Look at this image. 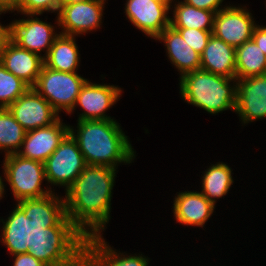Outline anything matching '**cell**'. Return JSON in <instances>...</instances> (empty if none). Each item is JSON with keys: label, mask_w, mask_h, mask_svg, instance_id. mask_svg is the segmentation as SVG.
Wrapping results in <instances>:
<instances>
[{"label": "cell", "mask_w": 266, "mask_h": 266, "mask_svg": "<svg viewBox=\"0 0 266 266\" xmlns=\"http://www.w3.org/2000/svg\"><path fill=\"white\" fill-rule=\"evenodd\" d=\"M223 1L224 0H184V2L188 5L199 9L210 10L216 13L221 10V7L219 6H221Z\"/></svg>", "instance_id": "f546056e"}, {"label": "cell", "mask_w": 266, "mask_h": 266, "mask_svg": "<svg viewBox=\"0 0 266 266\" xmlns=\"http://www.w3.org/2000/svg\"><path fill=\"white\" fill-rule=\"evenodd\" d=\"M1 221L11 255L29 253L46 266H84L86 236L72 222L33 221L17 205Z\"/></svg>", "instance_id": "6da1fadb"}, {"label": "cell", "mask_w": 266, "mask_h": 266, "mask_svg": "<svg viewBox=\"0 0 266 266\" xmlns=\"http://www.w3.org/2000/svg\"><path fill=\"white\" fill-rule=\"evenodd\" d=\"M26 16L30 17L9 24V38L21 48L37 54L45 49V57L59 34L54 33V27L47 22L37 17L32 18L35 14H26Z\"/></svg>", "instance_id": "7c38bea8"}, {"label": "cell", "mask_w": 266, "mask_h": 266, "mask_svg": "<svg viewBox=\"0 0 266 266\" xmlns=\"http://www.w3.org/2000/svg\"><path fill=\"white\" fill-rule=\"evenodd\" d=\"M252 18L243 7H223L215 14L212 34L236 48L251 40L257 26Z\"/></svg>", "instance_id": "30bf717a"}, {"label": "cell", "mask_w": 266, "mask_h": 266, "mask_svg": "<svg viewBox=\"0 0 266 266\" xmlns=\"http://www.w3.org/2000/svg\"><path fill=\"white\" fill-rule=\"evenodd\" d=\"M40 55L21 48L8 38L0 51V62L6 70L33 87L44 65Z\"/></svg>", "instance_id": "2e32d148"}, {"label": "cell", "mask_w": 266, "mask_h": 266, "mask_svg": "<svg viewBox=\"0 0 266 266\" xmlns=\"http://www.w3.org/2000/svg\"><path fill=\"white\" fill-rule=\"evenodd\" d=\"M251 39L260 47L266 56V27H260V25H257L254 28Z\"/></svg>", "instance_id": "1f68e13d"}, {"label": "cell", "mask_w": 266, "mask_h": 266, "mask_svg": "<svg viewBox=\"0 0 266 266\" xmlns=\"http://www.w3.org/2000/svg\"><path fill=\"white\" fill-rule=\"evenodd\" d=\"M8 110L26 132L49 126L60 118L58 112L33 87L14 101Z\"/></svg>", "instance_id": "ba28073f"}, {"label": "cell", "mask_w": 266, "mask_h": 266, "mask_svg": "<svg viewBox=\"0 0 266 266\" xmlns=\"http://www.w3.org/2000/svg\"><path fill=\"white\" fill-rule=\"evenodd\" d=\"M77 48L74 36L60 33L43 57L44 66L56 71L77 72L80 59Z\"/></svg>", "instance_id": "7402d4cb"}, {"label": "cell", "mask_w": 266, "mask_h": 266, "mask_svg": "<svg viewBox=\"0 0 266 266\" xmlns=\"http://www.w3.org/2000/svg\"><path fill=\"white\" fill-rule=\"evenodd\" d=\"M183 37L185 42L200 55L205 49L213 31H203L194 28H174Z\"/></svg>", "instance_id": "f1b7e54d"}, {"label": "cell", "mask_w": 266, "mask_h": 266, "mask_svg": "<svg viewBox=\"0 0 266 266\" xmlns=\"http://www.w3.org/2000/svg\"><path fill=\"white\" fill-rule=\"evenodd\" d=\"M70 133V126L61 122L26 132L21 148L17 154L44 163Z\"/></svg>", "instance_id": "5bb4252c"}, {"label": "cell", "mask_w": 266, "mask_h": 266, "mask_svg": "<svg viewBox=\"0 0 266 266\" xmlns=\"http://www.w3.org/2000/svg\"><path fill=\"white\" fill-rule=\"evenodd\" d=\"M237 79L210 73L198 69L180 77L182 99L210 114H217L228 109L235 111L237 98Z\"/></svg>", "instance_id": "277c9868"}, {"label": "cell", "mask_w": 266, "mask_h": 266, "mask_svg": "<svg viewBox=\"0 0 266 266\" xmlns=\"http://www.w3.org/2000/svg\"><path fill=\"white\" fill-rule=\"evenodd\" d=\"M115 176L113 167L86 165L66 191V215L86 237L101 235L105 230Z\"/></svg>", "instance_id": "7a4b0ae2"}, {"label": "cell", "mask_w": 266, "mask_h": 266, "mask_svg": "<svg viewBox=\"0 0 266 266\" xmlns=\"http://www.w3.org/2000/svg\"><path fill=\"white\" fill-rule=\"evenodd\" d=\"M231 174V168L225 163L213 164L202 177L201 193L215 205V199L224 197L234 183Z\"/></svg>", "instance_id": "d4e9b609"}, {"label": "cell", "mask_w": 266, "mask_h": 266, "mask_svg": "<svg viewBox=\"0 0 266 266\" xmlns=\"http://www.w3.org/2000/svg\"><path fill=\"white\" fill-rule=\"evenodd\" d=\"M77 134L70 127V134L77 141L86 165L108 166L131 163L135 151L128 137L116 120H83L77 123Z\"/></svg>", "instance_id": "3957f363"}, {"label": "cell", "mask_w": 266, "mask_h": 266, "mask_svg": "<svg viewBox=\"0 0 266 266\" xmlns=\"http://www.w3.org/2000/svg\"><path fill=\"white\" fill-rule=\"evenodd\" d=\"M18 1L19 0H0L7 10H10Z\"/></svg>", "instance_id": "836d02e7"}, {"label": "cell", "mask_w": 266, "mask_h": 266, "mask_svg": "<svg viewBox=\"0 0 266 266\" xmlns=\"http://www.w3.org/2000/svg\"><path fill=\"white\" fill-rule=\"evenodd\" d=\"M59 0H19L9 11L41 15L46 11H59Z\"/></svg>", "instance_id": "83f0119b"}, {"label": "cell", "mask_w": 266, "mask_h": 266, "mask_svg": "<svg viewBox=\"0 0 266 266\" xmlns=\"http://www.w3.org/2000/svg\"><path fill=\"white\" fill-rule=\"evenodd\" d=\"M26 131L16 121L8 108H0V150L16 154L23 143Z\"/></svg>", "instance_id": "484cf974"}, {"label": "cell", "mask_w": 266, "mask_h": 266, "mask_svg": "<svg viewBox=\"0 0 266 266\" xmlns=\"http://www.w3.org/2000/svg\"><path fill=\"white\" fill-rule=\"evenodd\" d=\"M236 48L216 38L213 34L201 53L200 69L213 74L236 79Z\"/></svg>", "instance_id": "d6986e66"}, {"label": "cell", "mask_w": 266, "mask_h": 266, "mask_svg": "<svg viewBox=\"0 0 266 266\" xmlns=\"http://www.w3.org/2000/svg\"><path fill=\"white\" fill-rule=\"evenodd\" d=\"M6 11L8 12L9 10H7V9L3 6V4L0 2V14L5 13Z\"/></svg>", "instance_id": "8d00e7d4"}, {"label": "cell", "mask_w": 266, "mask_h": 266, "mask_svg": "<svg viewBox=\"0 0 266 266\" xmlns=\"http://www.w3.org/2000/svg\"><path fill=\"white\" fill-rule=\"evenodd\" d=\"M29 88L27 83L6 70L0 62V108H8Z\"/></svg>", "instance_id": "4316f807"}, {"label": "cell", "mask_w": 266, "mask_h": 266, "mask_svg": "<svg viewBox=\"0 0 266 266\" xmlns=\"http://www.w3.org/2000/svg\"><path fill=\"white\" fill-rule=\"evenodd\" d=\"M16 205L33 221L71 222L66 215L65 199H60L54 193L42 198L23 199Z\"/></svg>", "instance_id": "44dd1931"}, {"label": "cell", "mask_w": 266, "mask_h": 266, "mask_svg": "<svg viewBox=\"0 0 266 266\" xmlns=\"http://www.w3.org/2000/svg\"><path fill=\"white\" fill-rule=\"evenodd\" d=\"M9 38V25L2 26L0 24V51L3 48L6 40Z\"/></svg>", "instance_id": "d6a6232c"}, {"label": "cell", "mask_w": 266, "mask_h": 266, "mask_svg": "<svg viewBox=\"0 0 266 266\" xmlns=\"http://www.w3.org/2000/svg\"><path fill=\"white\" fill-rule=\"evenodd\" d=\"M87 79L76 72H62L44 65L33 88L59 113H69Z\"/></svg>", "instance_id": "8992f818"}, {"label": "cell", "mask_w": 266, "mask_h": 266, "mask_svg": "<svg viewBox=\"0 0 266 266\" xmlns=\"http://www.w3.org/2000/svg\"><path fill=\"white\" fill-rule=\"evenodd\" d=\"M121 91L118 86L86 81L77 96L74 108L68 114L72 113L77 105H80L84 112L79 115L78 121L112 120L105 113L118 101Z\"/></svg>", "instance_id": "4fadbf2b"}, {"label": "cell", "mask_w": 266, "mask_h": 266, "mask_svg": "<svg viewBox=\"0 0 266 266\" xmlns=\"http://www.w3.org/2000/svg\"><path fill=\"white\" fill-rule=\"evenodd\" d=\"M236 79L266 74V56L251 39L236 47Z\"/></svg>", "instance_id": "cb8c5ba5"}, {"label": "cell", "mask_w": 266, "mask_h": 266, "mask_svg": "<svg viewBox=\"0 0 266 266\" xmlns=\"http://www.w3.org/2000/svg\"><path fill=\"white\" fill-rule=\"evenodd\" d=\"M106 0H86L60 5L57 17L58 26L64 28L61 34L75 36L100 27L103 7Z\"/></svg>", "instance_id": "8fae6325"}, {"label": "cell", "mask_w": 266, "mask_h": 266, "mask_svg": "<svg viewBox=\"0 0 266 266\" xmlns=\"http://www.w3.org/2000/svg\"><path fill=\"white\" fill-rule=\"evenodd\" d=\"M86 0H59V5H68L73 3H78Z\"/></svg>", "instance_id": "e575fe53"}, {"label": "cell", "mask_w": 266, "mask_h": 266, "mask_svg": "<svg viewBox=\"0 0 266 266\" xmlns=\"http://www.w3.org/2000/svg\"><path fill=\"white\" fill-rule=\"evenodd\" d=\"M235 112L243 123L266 117V74L237 79Z\"/></svg>", "instance_id": "9a60e30c"}, {"label": "cell", "mask_w": 266, "mask_h": 266, "mask_svg": "<svg viewBox=\"0 0 266 266\" xmlns=\"http://www.w3.org/2000/svg\"><path fill=\"white\" fill-rule=\"evenodd\" d=\"M173 0H127L125 13L131 23L146 35L156 38L170 26L167 16Z\"/></svg>", "instance_id": "9c48e42d"}, {"label": "cell", "mask_w": 266, "mask_h": 266, "mask_svg": "<svg viewBox=\"0 0 266 266\" xmlns=\"http://www.w3.org/2000/svg\"><path fill=\"white\" fill-rule=\"evenodd\" d=\"M214 209L215 205L197 191L178 193L173 203L175 219L183 225L204 227Z\"/></svg>", "instance_id": "ac0fdd59"}, {"label": "cell", "mask_w": 266, "mask_h": 266, "mask_svg": "<svg viewBox=\"0 0 266 266\" xmlns=\"http://www.w3.org/2000/svg\"><path fill=\"white\" fill-rule=\"evenodd\" d=\"M4 176L11 187L16 201L23 199L42 198L50 193L44 190L41 183L45 177L44 163L34 161L16 154L5 155Z\"/></svg>", "instance_id": "5b68a950"}, {"label": "cell", "mask_w": 266, "mask_h": 266, "mask_svg": "<svg viewBox=\"0 0 266 266\" xmlns=\"http://www.w3.org/2000/svg\"><path fill=\"white\" fill-rule=\"evenodd\" d=\"M13 266H46L29 253L15 254Z\"/></svg>", "instance_id": "4dcf8cb0"}, {"label": "cell", "mask_w": 266, "mask_h": 266, "mask_svg": "<svg viewBox=\"0 0 266 266\" xmlns=\"http://www.w3.org/2000/svg\"><path fill=\"white\" fill-rule=\"evenodd\" d=\"M85 166L78 143L69 133L44 162L45 180L51 185L65 186L67 191Z\"/></svg>", "instance_id": "52a82bcc"}, {"label": "cell", "mask_w": 266, "mask_h": 266, "mask_svg": "<svg viewBox=\"0 0 266 266\" xmlns=\"http://www.w3.org/2000/svg\"><path fill=\"white\" fill-rule=\"evenodd\" d=\"M102 235L86 237L84 243V266H147L145 256H126L117 253L105 242ZM121 254V255H120Z\"/></svg>", "instance_id": "e0dca14e"}, {"label": "cell", "mask_w": 266, "mask_h": 266, "mask_svg": "<svg viewBox=\"0 0 266 266\" xmlns=\"http://www.w3.org/2000/svg\"><path fill=\"white\" fill-rule=\"evenodd\" d=\"M174 6L173 19L170 18V26L172 28H194L203 31H213L216 12L196 8L184 1H179Z\"/></svg>", "instance_id": "603a6c76"}, {"label": "cell", "mask_w": 266, "mask_h": 266, "mask_svg": "<svg viewBox=\"0 0 266 266\" xmlns=\"http://www.w3.org/2000/svg\"><path fill=\"white\" fill-rule=\"evenodd\" d=\"M155 39L164 41L168 57L180 72L181 77L200 69L201 55L185 42L177 30L169 26Z\"/></svg>", "instance_id": "ffe728a7"}, {"label": "cell", "mask_w": 266, "mask_h": 266, "mask_svg": "<svg viewBox=\"0 0 266 266\" xmlns=\"http://www.w3.org/2000/svg\"><path fill=\"white\" fill-rule=\"evenodd\" d=\"M3 180H2V177L0 176V199H2V197H3V194H4V183L2 182Z\"/></svg>", "instance_id": "d590c367"}]
</instances>
